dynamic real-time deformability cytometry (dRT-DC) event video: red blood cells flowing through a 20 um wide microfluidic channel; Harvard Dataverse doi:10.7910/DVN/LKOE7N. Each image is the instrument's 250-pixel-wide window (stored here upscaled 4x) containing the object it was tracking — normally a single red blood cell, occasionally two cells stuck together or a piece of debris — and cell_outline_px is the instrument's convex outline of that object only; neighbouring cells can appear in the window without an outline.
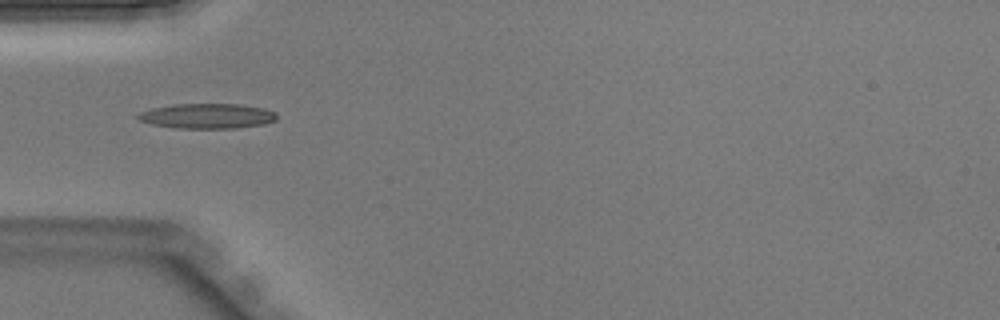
{"species": "Egyptian fruit bat (a non-hibernating species)", "species_latin": "Rousettus aegyptiacus", "temperature_condition": "warm", "stored_images_in_passage": 27, "camera_frame_rate_fps": 3000, "um_per_image_px": 0.085, "animal": {"sex": "male"}, "frame": {"image": 1, "passage_image": 1, "time_ms": 0.0, "image_size_px": [1000, 320], "cell_outline_px": [[276, 120], [264, 124], [236, 128], [176, 128], [152, 124], [140, 120], [136, 116], [140, 112], [152, 108], [172, 104], [240, 104], [264, 108], [276, 112]], "centroid_in_image_um": [17.63, 9.85], "position_along_channel_um": 67.4, "area_um2": 20.23}}
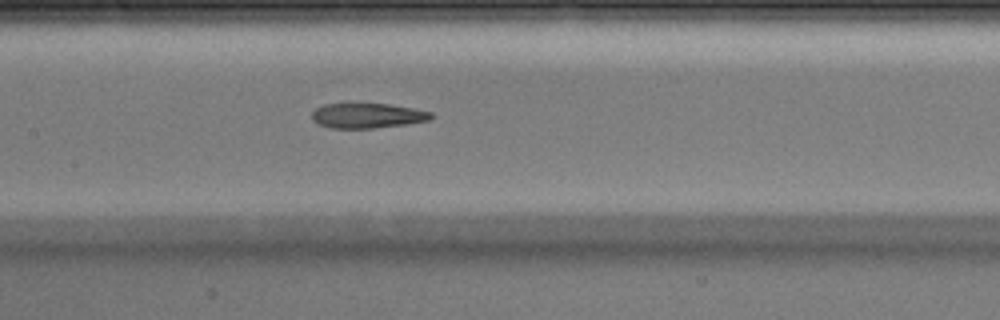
{"frame": {"image": 2, "passage_image": 8, "time_ms": 2.333, "image_size_px": [1000, 320], "cell_outline_px": [[432, 120], [408, 124], [372, 128], [328, 128], [316, 124], [312, 120], [312, 112], [316, 108], [324, 104], [388, 104], [412, 108], [432, 112]], "centroid_in_image_um": [31.21, 9.84], "position_along_channel_um": 176.2, "area_um2": 17.4}}
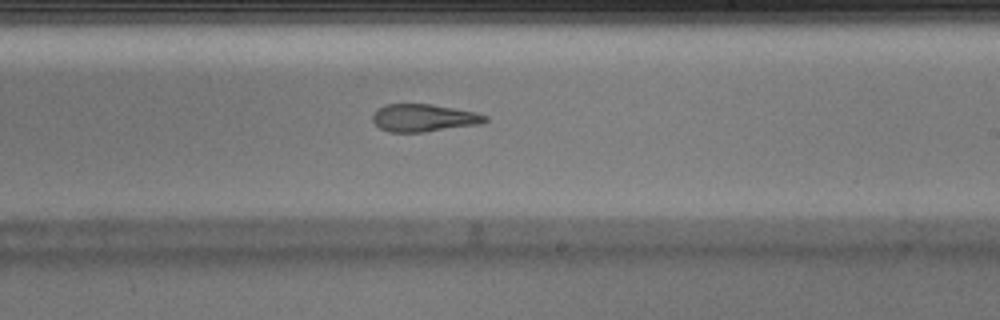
{"frame": {"image": 3, "passage_image": 13, "time_ms": 4.0, "image_size_px": [1000, 320], "cell_outline_px": [[488, 120], [480, 124], [424, 132], [392, 132], [380, 128], [372, 120], [372, 116], [376, 108], [388, 104], [432, 104], [476, 112], [488, 116]], "centroid_in_image_um": [36.02, 10.01], "position_along_channel_um": 253.0, "area_um2": 18.09}}